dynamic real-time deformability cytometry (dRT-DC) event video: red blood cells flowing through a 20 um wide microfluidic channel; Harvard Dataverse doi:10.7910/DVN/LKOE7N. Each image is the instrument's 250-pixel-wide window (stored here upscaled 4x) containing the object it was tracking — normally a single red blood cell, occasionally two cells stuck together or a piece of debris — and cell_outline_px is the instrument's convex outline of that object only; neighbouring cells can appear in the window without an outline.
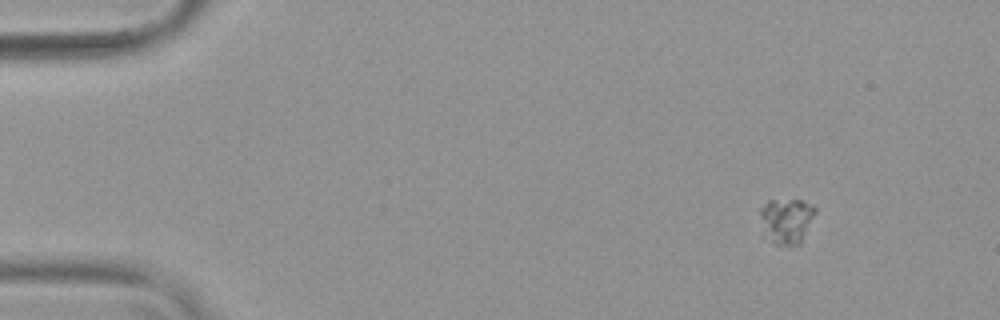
{"species": "common noctule bat (a hibernating species)", "species_latin": "Nyctalus noctula", "temperature_condition": "warm", "stored_images_in_passage": 51, "camera_frame_rate_fps": 3000, "um_per_image_px": 0.085, "animal": {"sex": "female", "body_mass_g": 19.9}, "frame": {"image": 1, "passage_image": 1, "time_ms": 0.0, "image_size_px": [1000, 320], "cell_outline_px": [[816, 212], [800, 244], [776, 244], [772, 240], [760, 216], [760, 208], [768, 200], [800, 200], [812, 204], [816, 208]], "centroid_in_image_um": [66.92, 18.7], "position_along_channel_um": 18.1, "area_um2": 13.93}}
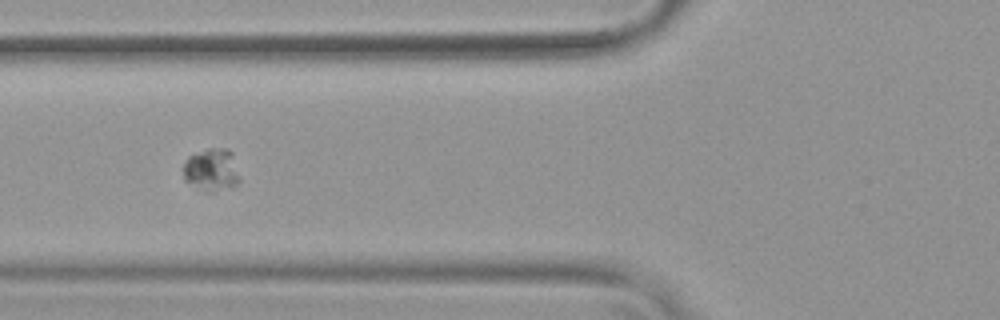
{"frame": {"image": 2, "passage_image": 17, "time_ms": 5.333, "image_size_px": [1000, 320], "cell_outline_px": [[240, 180], [236, 184], [212, 192], [208, 192], [184, 180], [184, 164], [188, 156], [208, 148], [228, 148], [232, 152]], "centroid_in_image_um": [17.98, 14.4], "position_along_channel_um": 107.8, "area_um2": 13.76}}
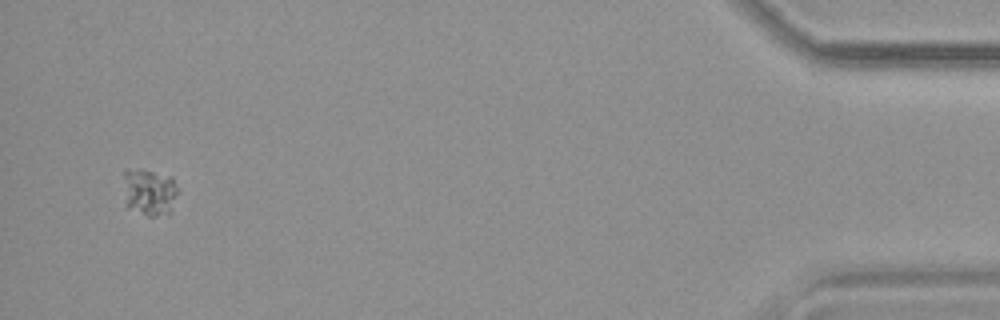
{"frame": {"image": 3, "passage_image": 49, "time_ms": 16.0, "image_size_px": [1000, 320], "cell_outline_px": [[176, 192], [168, 216], [148, 216], [128, 204], [124, 176], [124, 172], [140, 168], [172, 176], [176, 188]], "centroid_in_image_um": [12.75, 16.3], "position_along_channel_um": 422.5, "area_um2": 14.16}}